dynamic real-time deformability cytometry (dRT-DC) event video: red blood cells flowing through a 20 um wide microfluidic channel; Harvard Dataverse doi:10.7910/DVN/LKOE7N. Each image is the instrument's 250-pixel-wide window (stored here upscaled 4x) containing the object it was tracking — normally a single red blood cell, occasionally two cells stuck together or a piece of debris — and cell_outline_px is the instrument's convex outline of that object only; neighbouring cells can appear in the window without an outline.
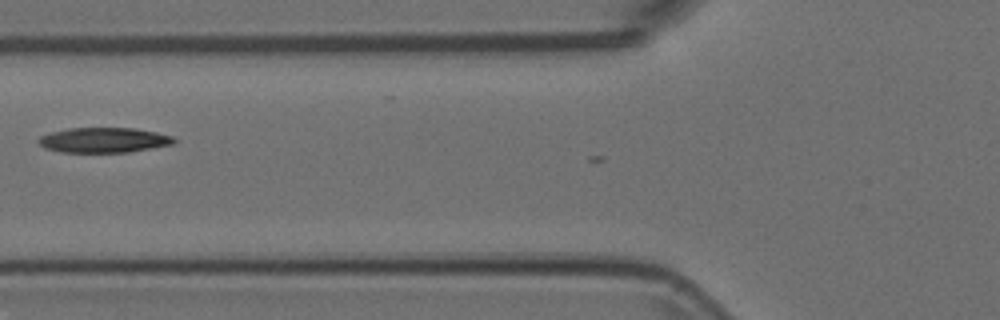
{"species": "Egyptian fruit bat (a non-hibernating species)", "species_latin": "Rousettus aegyptiacus", "temperature_condition": "room temperature", "stored_images_in_passage": 3, "camera_frame_rate_fps": 3000, "um_per_image_px": 0.085, "animal": {"sex": "female"}, "frame": {"image": 1, "passage_image": 2, "time_ms": 0.333, "image_size_px": [1000, 320], "cell_outline_px": [[176, 140], [172, 144], [152, 148], [128, 152], [60, 152], [44, 148], [36, 140], [40, 136], [52, 132], [68, 128], [136, 128], [156, 132], [172, 136]], "centroid_in_image_um": [8.8, 11.9], "position_along_channel_um": 117.0, "area_um2": 19.77}}